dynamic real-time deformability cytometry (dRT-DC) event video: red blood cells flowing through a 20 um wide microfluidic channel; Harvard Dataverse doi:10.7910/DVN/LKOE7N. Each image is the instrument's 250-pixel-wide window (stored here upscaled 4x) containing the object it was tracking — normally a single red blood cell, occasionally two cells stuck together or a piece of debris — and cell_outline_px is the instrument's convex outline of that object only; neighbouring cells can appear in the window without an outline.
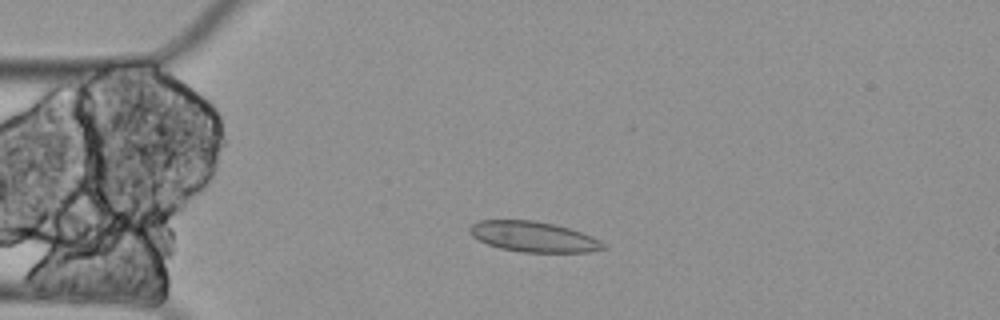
{"species": "Egyptian fruit bat (a non-hibernating species)", "species_latin": "Rousettus aegyptiacus", "temperature_condition": "cold", "stored_images_in_passage": 4, "camera_frame_rate_fps": 3000, "um_per_image_px": 0.085, "animal": {"sex": "female"}, "frame": {"image": 1, "passage_image": 3, "time_ms": 0.667, "image_size_px": [1000, 320], "cell_outline_px": [[608, 248], [588, 252], [520, 252], [500, 248], [488, 244], [472, 236], [468, 232], [468, 228], [472, 224], [480, 220], [532, 220], [552, 224], [568, 228], [592, 236], [600, 240]], "centroid_in_image_um": [45.33, 20.12], "position_along_channel_um": 39.7, "area_um2": 23.58}}